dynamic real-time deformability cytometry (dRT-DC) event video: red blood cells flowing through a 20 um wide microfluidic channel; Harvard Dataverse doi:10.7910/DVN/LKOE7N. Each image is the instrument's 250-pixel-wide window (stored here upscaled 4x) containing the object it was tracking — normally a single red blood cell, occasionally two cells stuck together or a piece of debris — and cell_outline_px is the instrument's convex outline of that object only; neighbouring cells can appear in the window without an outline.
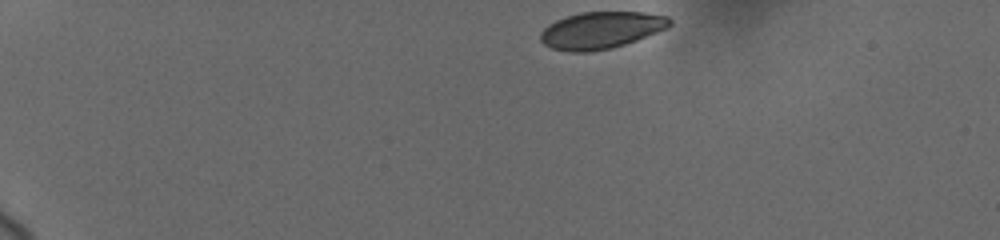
{"species": "human", "species_latin": "Homo sapiens", "temperature_condition": "cold", "stored_images_in_passage": 30, "camera_frame_rate_fps": 3000, "um_per_image_px": 0.085, "donor": {"sex": "female"}, "frame": {"image": 1, "passage_image": 1, "time_ms": 0.0, "image_size_px": [1000, 240], "cell_outline_px": [[672, 24], [668, 28], [636, 40], [612, 48], [588, 52], [572, 52], [552, 48], [544, 44], [540, 40], [540, 32], [548, 24], [556, 20], [580, 12], [644, 12], [668, 16], [672, 20]], "centroid_in_image_um": [51.1, 2.56], "position_along_channel_um": 33.9, "area_um2": 27.86}}
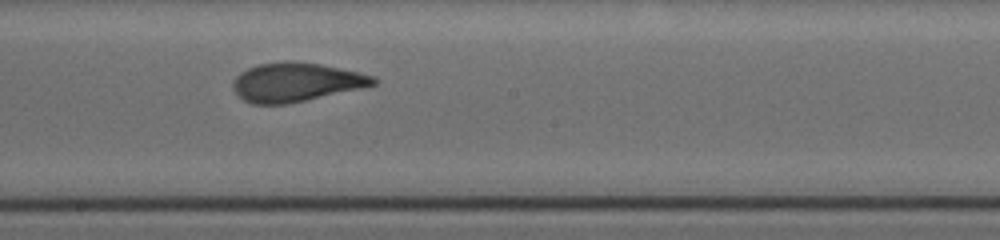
{"frame": {"image": 2, "passage_image": 16, "time_ms": 7.667, "image_size_px": [1000, 240], "cell_outline_px": [[380, 80], [376, 84], [360, 88], [288, 104], [252, 104], [236, 96], [232, 88], [232, 80], [240, 72], [248, 68], [260, 64], [288, 60], [296, 60], [320, 64], [360, 72], [376, 76]], "centroid_in_image_um": [25.14, 6.98], "position_along_channel_um": 223.1, "area_um2": 32.14}}
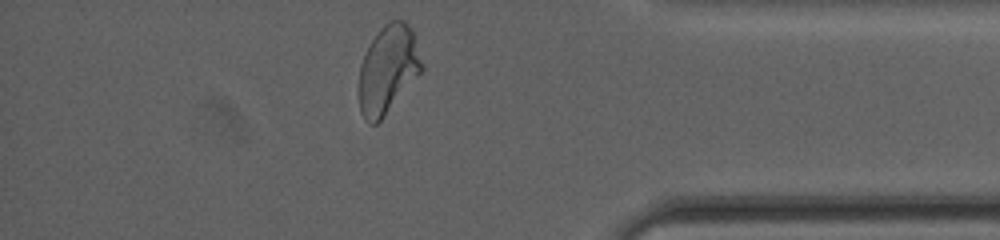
{"frame": {"image": 3, "passage_image": 28, "time_ms": 13.0, "image_size_px": [1000, 240], "cell_outline_px": [[424, 68], [380, 120], [376, 124], [368, 124], [364, 120], [360, 112], [360, 64], [372, 40], [380, 28], [384, 24], [392, 20], [404, 20], [408, 24], [412, 32], [424, 64]], "centroid_in_image_um": [32.98, 5.9], "position_along_channel_um": 402.2, "area_um2": 31.62}, "authors_computed_cell_mechanics": {"area_um2": 31.4721, "velocity_mm_per_s": 3.6907, "shape_relaxation_time_tau1_ms": 5.0699, "shape_relaxation_time_tau2_ms": 0.7887, "deformation_change_tau1": 0.1815, "deformation_change_tau2": 0.0571}}